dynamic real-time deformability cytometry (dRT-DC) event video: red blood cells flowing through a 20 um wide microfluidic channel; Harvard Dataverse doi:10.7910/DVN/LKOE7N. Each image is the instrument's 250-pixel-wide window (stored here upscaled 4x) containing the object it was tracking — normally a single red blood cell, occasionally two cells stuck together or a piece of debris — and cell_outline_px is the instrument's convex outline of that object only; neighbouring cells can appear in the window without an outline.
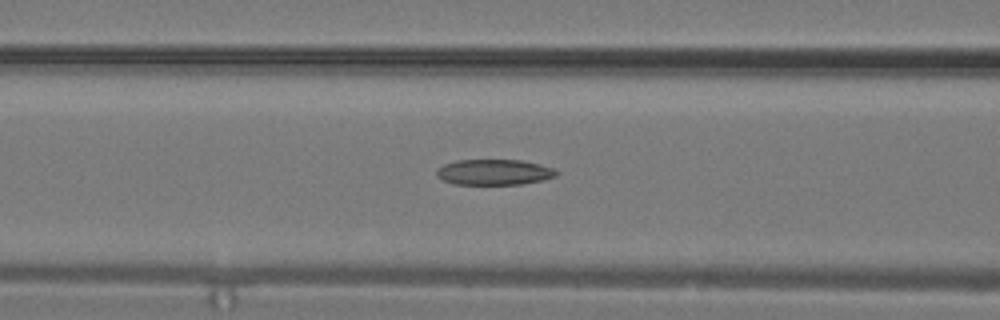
{"species": "common noctule bat (a hibernating species)", "species_latin": "Nyctalus noctula", "temperature_condition": "warm", "stored_images_in_passage": 29, "camera_frame_rate_fps": 3000, "um_per_image_px": 0.085, "animal": {"sex": "male", "body_mass_g": 19.2, "forearm_length_mm": 51.8}, "frame": {"image": 1, "passage_image": 12, "time_ms": 3.667, "image_size_px": [1000, 320], "cell_outline_px": [[560, 172], [556, 176], [544, 180], [520, 184], [452, 184], [436, 176], [436, 168], [444, 164], [456, 160], [520, 160], [540, 164], [552, 168]], "centroid_in_image_um": [41.99, 14.63], "position_along_channel_um": 124.6, "area_um2": 17.98}}
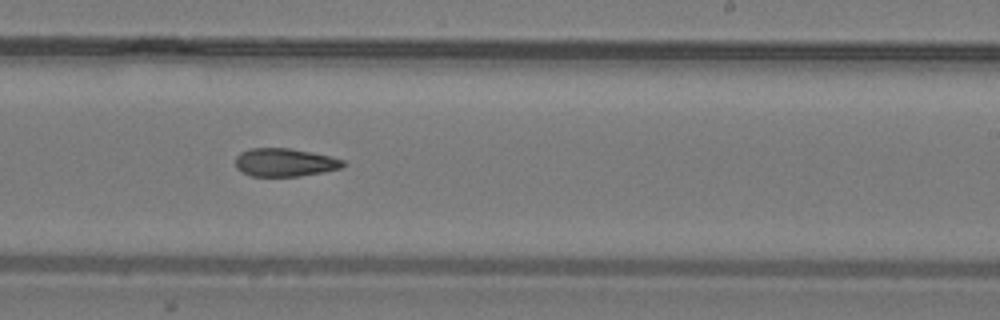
{"frame": {"image": 2, "passage_image": 18, "time_ms": 5.667, "image_size_px": [1000, 320], "cell_outline_px": [[348, 164], [340, 168], [324, 172], [300, 176], [252, 176], [236, 168], [236, 156], [240, 152], [248, 148], [292, 148], [312, 152], [344, 160]], "centroid_in_image_um": [24.22, 13.8], "position_along_channel_um": 264.8, "area_um2": 17.74}}
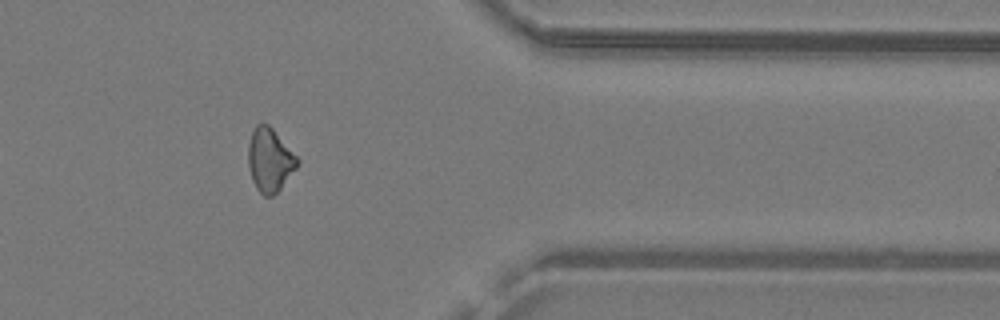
{"frame": {"image": 3, "passage_image": 24, "time_ms": 7.667, "image_size_px": [1000, 320], "cell_outline_px": [[300, 160], [296, 168], [280, 188], [272, 196], [264, 196], [256, 188], [252, 180], [248, 168], [248, 144], [252, 132], [256, 124], [268, 124], [272, 128]], "centroid_in_image_um": [22.91, 13.6], "position_along_channel_um": 388.5, "area_um2": 17.98}}